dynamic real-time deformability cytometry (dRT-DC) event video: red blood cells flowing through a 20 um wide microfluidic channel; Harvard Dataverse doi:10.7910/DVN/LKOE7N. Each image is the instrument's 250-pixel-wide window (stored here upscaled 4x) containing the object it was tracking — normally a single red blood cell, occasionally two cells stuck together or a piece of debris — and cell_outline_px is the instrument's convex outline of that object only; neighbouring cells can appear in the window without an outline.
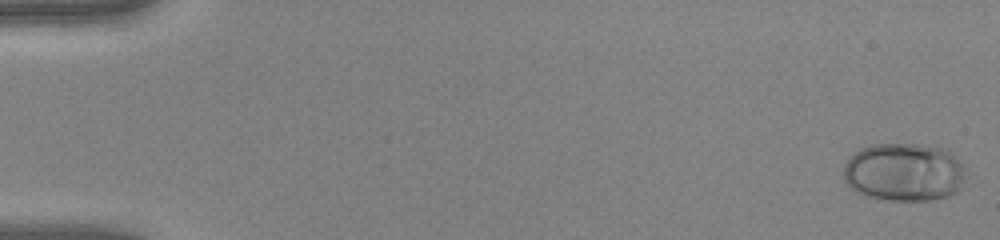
{"species": "human", "species_latin": "Homo sapiens", "temperature_condition": "warm", "stored_images_in_passage": 49, "camera_frame_rate_fps": 3000, "um_per_image_px": 0.085, "donor": {"sex": "female"}, "frame": {"image": 1, "passage_image": 1, "time_ms": 0.0, "image_size_px": [1000, 240], "cell_outline_px": [[964, 168], [960, 188], [956, 192], [948, 196], [932, 200], [888, 200], [868, 196], [856, 192], [844, 180], [844, 164], [860, 148], [872, 144], [916, 144], [944, 148]], "centroid_in_image_um": [76.8, 14.64], "position_along_channel_um": 8.2, "area_um2": 41.04}}
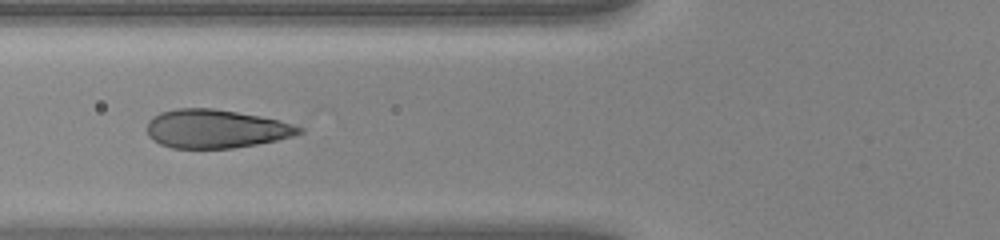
{"frame": {"image": 2, "passage_image": 20, "time_ms": 6.333, "image_size_px": [1000, 240], "cell_outline_px": [[304, 132], [292, 136], [276, 140], [256, 144], [232, 148], [172, 148], [160, 144], [152, 140], [148, 136], [148, 120], [152, 116], [160, 112], [176, 108], [212, 108], [260, 116], [280, 120], [304, 128]], "centroid_in_image_um": [18.32, 10.94], "position_along_channel_um": 107.5, "area_um2": 34.22}}
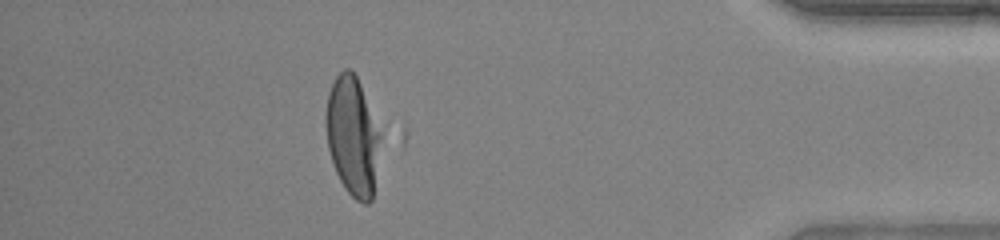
{"frame": {"image": 3, "passage_image": 44, "time_ms": 14.333, "image_size_px": [1000, 240], "cell_outline_px": [[380, 136], [372, 200], [368, 204], [364, 204], [356, 200], [344, 188], [336, 172], [328, 148], [324, 120], [324, 116], [328, 92], [336, 76], [344, 68], [352, 68], [360, 84]], "centroid_in_image_um": [29.91, 11.56], "position_along_channel_um": 405.3, "area_um2": 37.22}, "authors_computed_cell_mechanics": {"area_um2": 35.7782, "velocity_mm_per_s": 4.2368, "shape_relaxation_time_tau1_ms": 3.5063, "shape_relaxation_time_tau2_ms": null, "deformation_change_tau1": 0.2321, "deformation_change_tau2": null}}